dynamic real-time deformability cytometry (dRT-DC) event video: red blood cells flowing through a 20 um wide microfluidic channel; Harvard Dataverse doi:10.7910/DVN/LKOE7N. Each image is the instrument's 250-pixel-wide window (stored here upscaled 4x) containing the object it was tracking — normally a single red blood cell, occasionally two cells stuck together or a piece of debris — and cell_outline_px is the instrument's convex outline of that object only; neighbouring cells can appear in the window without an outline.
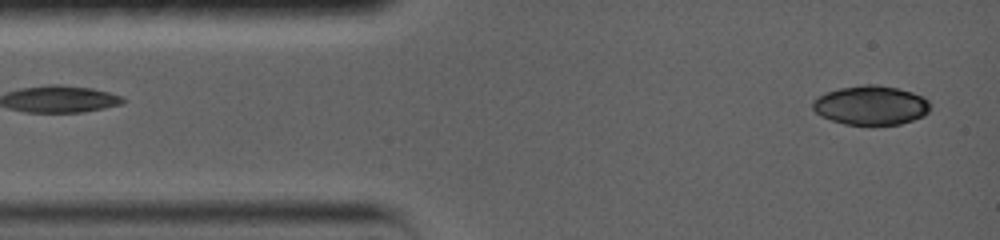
{"species": "common noctule bat (a hibernating species)", "species_latin": "Nyctalus noctula", "temperature_condition": "warm", "stored_images_in_passage": 17, "camera_frame_rate_fps": 5000, "um_per_image_px": 0.085, "animal": {"sex": "female", "body_mass_g": 19.0, "forearm_length_mm": 56.7}, "frame": {"image": 1, "passage_image": 4, "time_ms": 0.6, "image_size_px": [1000, 240], "cell_outline_px": [[928, 112], [924, 116], [900, 124], [844, 124], [820, 116], [812, 108], [812, 100], [816, 96], [824, 92], [840, 88], [864, 84], [876, 84], [896, 88], [912, 92], [924, 96], [928, 100]], "centroid_in_image_um": [73.98, 8.93], "position_along_channel_um": 11.0, "area_um2": 26.88}}
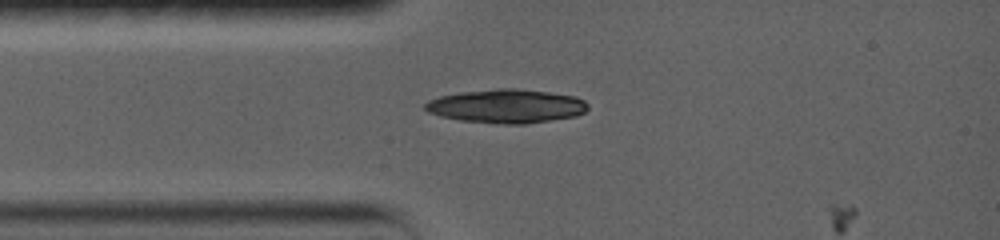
{"frame": {"image": 2, "passage_image": 16, "time_ms": 3.0, "image_size_px": [1000, 240], "cell_outline_px": [[588, 108], [584, 112], [576, 116], [528, 124], [496, 124], [460, 120], [440, 116], [428, 112], [424, 108], [424, 104], [428, 100], [440, 96], [460, 92], [500, 88], [516, 88], [548, 92], [576, 96], [584, 100], [588, 104]], "centroid_in_image_um": [43.05, 9.02], "position_along_channel_um": 41.9, "area_um2": 32.25}}